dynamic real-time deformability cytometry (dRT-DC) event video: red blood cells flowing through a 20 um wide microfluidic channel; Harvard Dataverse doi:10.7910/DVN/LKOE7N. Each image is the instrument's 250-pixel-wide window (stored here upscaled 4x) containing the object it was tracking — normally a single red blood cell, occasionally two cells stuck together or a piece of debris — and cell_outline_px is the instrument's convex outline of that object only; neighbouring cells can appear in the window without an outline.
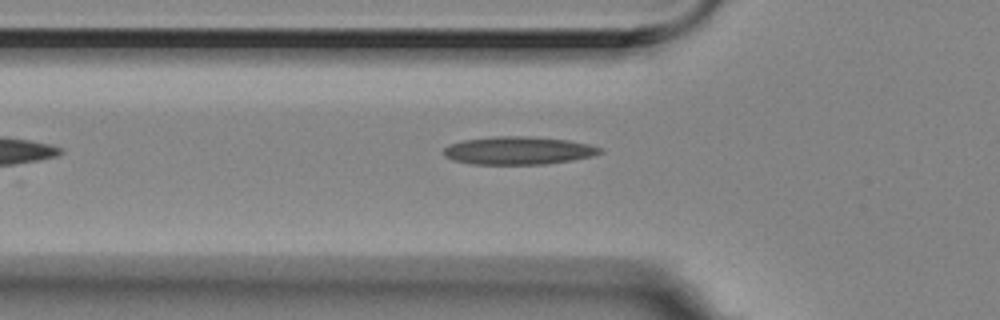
{"species": "Egyptian fruit bat (a non-hibernating species)", "species_latin": "Rousettus aegyptiacus", "temperature_condition": "room temperature", "stored_images_in_passage": 2, "camera_frame_rate_fps": 3000, "um_per_image_px": 0.085, "animal": {"sex": "female"}, "frame": {"image": 1, "passage_image": 2, "time_ms": 0.333, "image_size_px": [1000, 320], "cell_outline_px": [[604, 152], [592, 156], [572, 160], [544, 164], [472, 164], [452, 160], [444, 156], [444, 148], [448, 144], [464, 140], [492, 136], [528, 136], [568, 140], [588, 144], [604, 148]], "centroid_in_image_um": [44.06, 12.79], "position_along_channel_um": 81.7, "area_um2": 25.61}}